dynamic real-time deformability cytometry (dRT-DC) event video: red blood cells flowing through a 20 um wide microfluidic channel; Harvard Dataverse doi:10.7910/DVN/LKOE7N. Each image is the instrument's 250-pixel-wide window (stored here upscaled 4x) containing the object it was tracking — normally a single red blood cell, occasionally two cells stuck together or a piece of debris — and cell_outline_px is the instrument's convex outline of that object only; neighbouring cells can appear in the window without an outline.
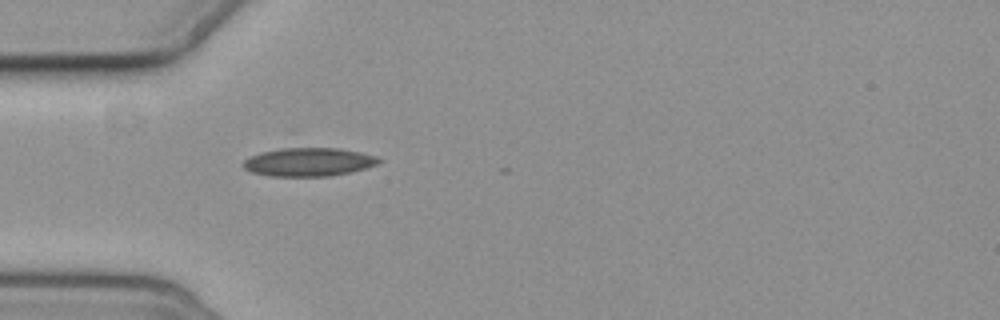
{"species": "common noctule bat (a hibernating species)", "species_latin": "Nyctalus noctula", "temperature_condition": "cold", "stored_images_in_passage": 1, "camera_frame_rate_fps": 3000, "um_per_image_px": 0.085, "animal": {"sex": "female", "body_mass_g": 19.3, "forearm_length_mm": 54.1}, "frame": {"image": 1, "passage_image": 1, "time_ms": 0.0, "image_size_px": [1000, 320], "cell_outline_px": [[384, 160], [376, 164], [352, 172], [328, 176], [272, 176], [252, 172], [244, 168], [240, 164], [244, 160], [260, 152], [280, 148], [340, 148], [360, 152], [376, 156]], "centroid_in_image_um": [26.23, 13.76], "position_along_channel_um": 58.8, "area_um2": 22.48}}